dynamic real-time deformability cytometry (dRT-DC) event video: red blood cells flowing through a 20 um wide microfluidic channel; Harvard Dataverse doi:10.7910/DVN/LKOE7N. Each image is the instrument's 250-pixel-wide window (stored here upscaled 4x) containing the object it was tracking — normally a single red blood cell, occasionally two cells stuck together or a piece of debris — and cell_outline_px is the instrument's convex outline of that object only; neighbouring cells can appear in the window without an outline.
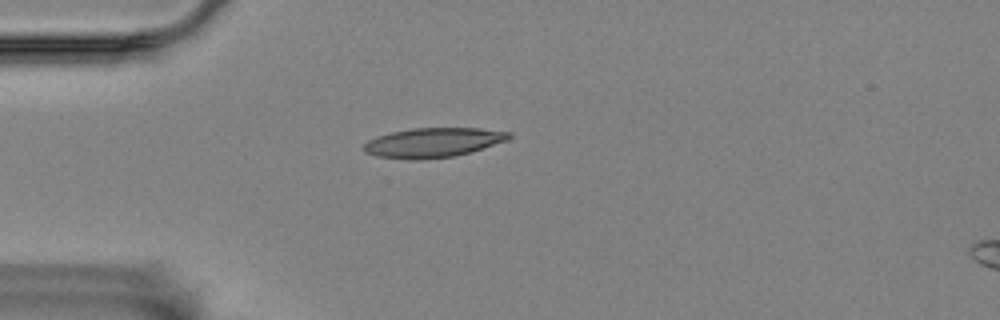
{"species": "Egyptian fruit bat (a non-hibernating species)", "species_latin": "Rousettus aegyptiacus", "temperature_condition": "room temperature", "stored_images_in_passage": 42, "camera_frame_rate_fps": 3000, "um_per_image_px": 0.085, "animal": {"sex": "female"}, "frame": {"image": 1, "passage_image": 1, "time_ms": 0.0, "image_size_px": [1000, 320], "cell_outline_px": [[512, 136], [508, 140], [468, 152], [452, 156], [416, 160], [412, 160], [376, 156], [364, 152], [364, 144], [368, 140], [376, 136], [392, 132], [412, 128], [480, 128], [512, 132]], "centroid_in_image_um": [36.79, 12.11], "position_along_channel_um": 48.2, "area_um2": 24.85}}
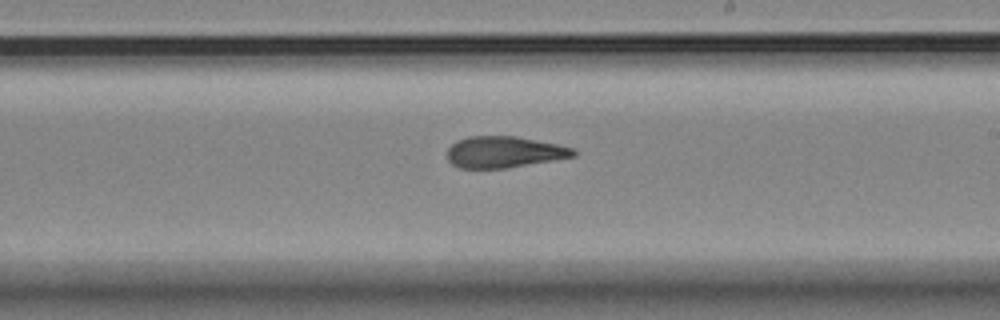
{"frame": {"image": 2, "passage_image": 19, "time_ms": 6.0, "image_size_px": [1000, 320], "cell_outline_px": [[576, 156], [504, 168], [460, 168], [452, 164], [448, 160], [448, 148], [456, 140], [468, 136], [516, 136], [556, 144], [572, 148], [576, 152]], "centroid_in_image_um": [42.81, 12.91], "position_along_channel_um": 246.2, "area_um2": 22.83}}
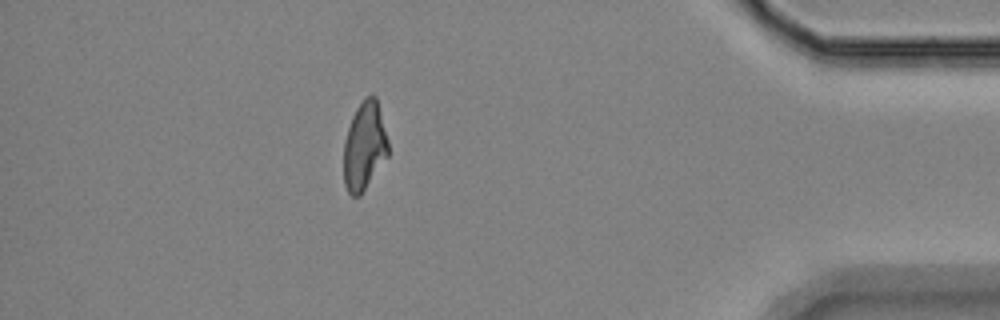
{"frame": {"image": 3, "passage_image": 36, "time_ms": 11.667, "image_size_px": [1000, 320], "cell_outline_px": [[388, 156], [360, 196], [352, 196], [348, 192], [344, 184], [344, 140], [352, 116], [356, 108], [364, 96], [376, 96], [388, 140]], "centroid_in_image_um": [30.97, 12.42], "position_along_channel_um": 404.2, "area_um2": 22.89}, "authors_computed_cell_mechanics": {"area_um2": 23.4957, "velocity_mm_per_s": 3.528, "shape_relaxation_time_tau1_ms": null, "shape_relaxation_time_tau2_ms": 3.2905, "deformation_change_tau1": null, "deformation_change_tau2": 0.1222}}